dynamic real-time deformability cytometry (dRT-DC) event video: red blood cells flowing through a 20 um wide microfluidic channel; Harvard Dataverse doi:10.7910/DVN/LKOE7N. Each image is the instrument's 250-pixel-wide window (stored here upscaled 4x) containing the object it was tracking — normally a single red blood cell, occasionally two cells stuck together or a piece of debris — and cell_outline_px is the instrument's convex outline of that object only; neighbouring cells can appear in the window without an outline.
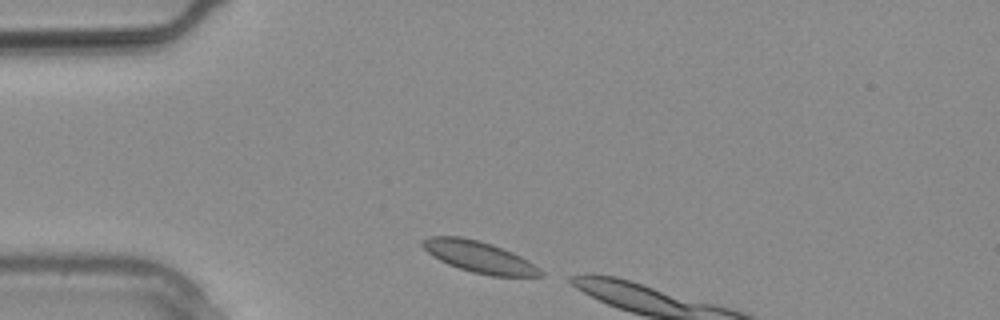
{"species": "common noctule bat (a hibernating species)", "species_latin": "Nyctalus noctula", "temperature_condition": "warm", "stored_images_in_passage": 4, "camera_frame_rate_fps": 3000, "um_per_image_px": 0.085, "animal": {"sex": "male", "body_mass_g": 20.4}, "frame": {"image": 1, "passage_image": 1, "time_ms": 0.0, "image_size_px": [1000, 320], "cell_outline_px": [[544, 276], [492, 276], [472, 272], [448, 264], [432, 256], [420, 244], [420, 240], [432, 236], [460, 236], [480, 240], [492, 244], [512, 252], [528, 260], [540, 268], [544, 272]], "centroid_in_image_um": [40.73, 21.83], "position_along_channel_um": 44.3, "area_um2": 21.62}}